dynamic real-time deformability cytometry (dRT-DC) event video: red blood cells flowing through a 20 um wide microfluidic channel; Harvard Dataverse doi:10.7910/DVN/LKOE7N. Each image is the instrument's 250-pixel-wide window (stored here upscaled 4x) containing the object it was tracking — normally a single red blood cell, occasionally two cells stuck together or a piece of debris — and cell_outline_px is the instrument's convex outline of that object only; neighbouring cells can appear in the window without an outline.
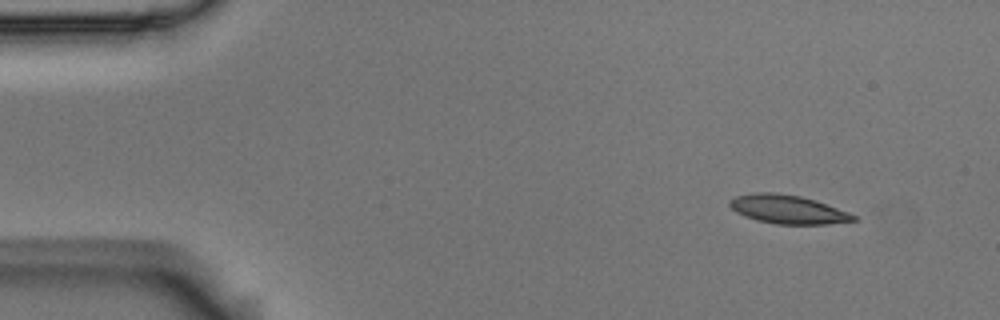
{"species": "Egyptian fruit bat (a non-hibernating species)", "species_latin": "Rousettus aegyptiacus", "temperature_condition": "room temperature", "stored_images_in_passage": 4, "camera_frame_rate_fps": 3000, "um_per_image_px": 0.085, "animal": {"sex": "male"}, "frame": {"image": 1, "passage_image": 1, "time_ms": 0.0, "image_size_px": [1000, 320], "cell_outline_px": [[860, 220], [828, 224], [776, 224], [756, 220], [744, 216], [736, 212], [728, 204], [728, 200], [736, 196], [756, 192], [772, 192], [800, 196], [816, 200], [848, 212], [856, 216]], "centroid_in_image_um": [66.96, 17.8], "position_along_channel_um": 18.0, "area_um2": 20.75}}
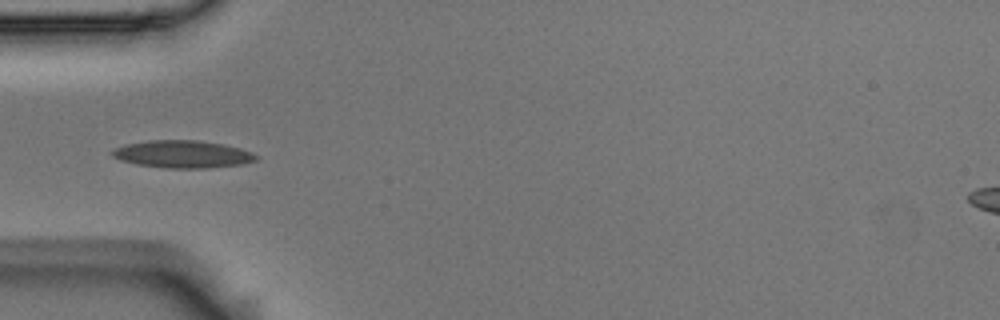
{"frame": {"image": 2, "passage_image": 4, "time_ms": 1.0, "image_size_px": [1000, 320], "cell_outline_px": [[260, 156], [256, 160], [240, 164], [208, 168], [168, 168], [140, 164], [120, 160], [112, 156], [108, 152], [124, 144], [148, 140], [200, 140], [224, 144], [240, 148], [252, 152]], "centroid_in_image_um": [15.52, 13.09], "position_along_channel_um": 69.5, "area_um2": 23.06}}